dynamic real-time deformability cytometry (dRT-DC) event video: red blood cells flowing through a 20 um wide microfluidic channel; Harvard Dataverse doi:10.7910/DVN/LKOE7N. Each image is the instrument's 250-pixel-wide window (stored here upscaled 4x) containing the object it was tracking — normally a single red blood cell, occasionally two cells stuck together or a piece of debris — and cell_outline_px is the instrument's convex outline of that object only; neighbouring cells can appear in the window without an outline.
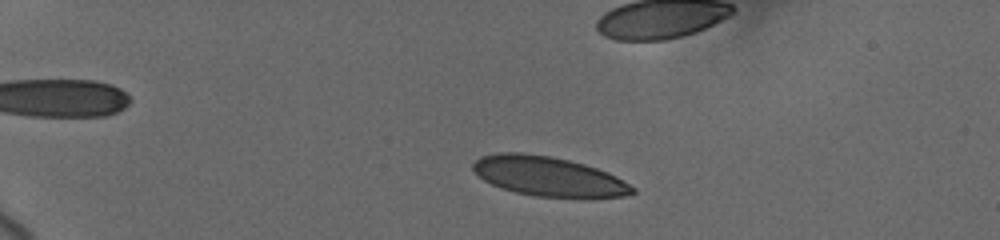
{"species": "human", "species_latin": "Homo sapiens", "temperature_condition": "cold", "stored_images_in_passage": 55, "camera_frame_rate_fps": 3000, "um_per_image_px": 0.085, "donor": {"sex": "female"}, "frame": {"image": 1, "passage_image": 15, "time_ms": 2.333, "image_size_px": [1000, 240], "cell_outline_px": [[636, 192], [624, 196], [592, 200], [584, 200], [536, 196], [516, 192], [500, 188], [484, 180], [472, 168], [472, 164], [480, 156], [496, 152], [520, 152], [552, 156], [584, 164], [608, 172], [616, 176], [636, 188]], "centroid_in_image_um": [46.68, 15.03], "position_along_channel_um": 38.3, "area_um2": 37.69}}
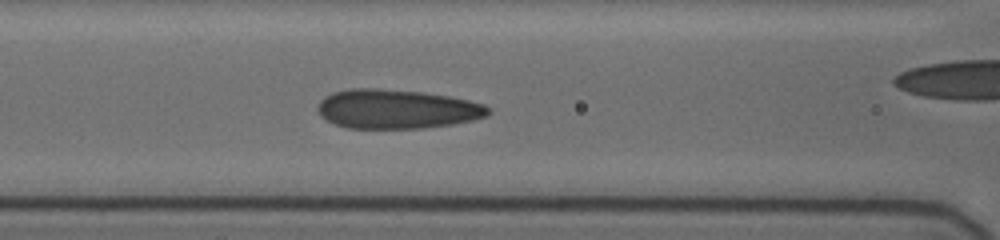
{"frame": {"image": 2, "passage_image": 45, "time_ms": 7.0, "image_size_px": [1000, 240], "cell_outline_px": [[492, 112], [484, 116], [472, 120], [452, 124], [424, 128], [348, 128], [336, 124], [320, 116], [316, 108], [320, 100], [324, 96], [332, 92], [352, 88], [376, 88], [420, 92], [448, 96], [468, 100], [484, 104]], "centroid_in_image_um": [33.68, 9.26], "position_along_channel_um": 132.9, "area_um2": 38.9}}